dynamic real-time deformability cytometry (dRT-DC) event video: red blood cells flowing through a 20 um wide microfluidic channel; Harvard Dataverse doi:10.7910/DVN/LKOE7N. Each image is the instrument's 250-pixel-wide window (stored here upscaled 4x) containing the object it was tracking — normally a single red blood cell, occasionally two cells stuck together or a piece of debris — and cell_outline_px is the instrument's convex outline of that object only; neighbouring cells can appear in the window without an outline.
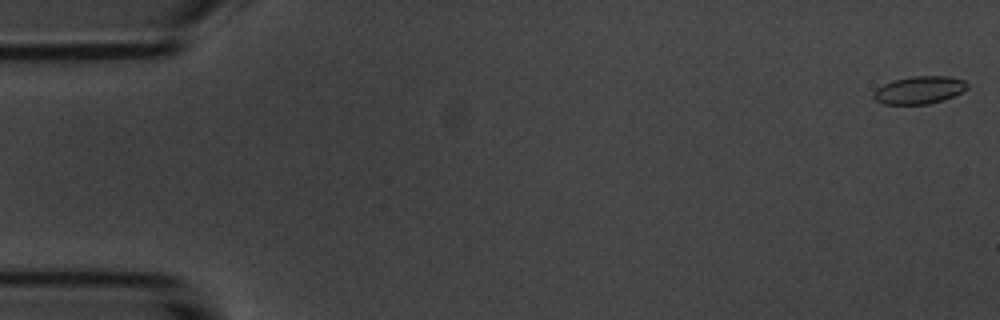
{"species": "common noctule bat (a hibernating species)", "species_latin": "Nyctalus noctula", "temperature_condition": "room temperature", "stored_images_in_passage": 3, "camera_frame_rate_fps": 3000, "um_per_image_px": 0.085, "animal": {"sex": "male", "body_mass_g": 20.1, "forearm_length_mm": 53.5}, "frame": {"image": 1, "passage_image": 1, "time_ms": 0.0, "image_size_px": [1000, 320], "cell_outline_px": [[968, 88], [944, 100], [928, 104], [884, 104], [876, 100], [872, 96], [872, 92], [876, 88], [892, 80], [912, 76], [948, 76], [964, 80], [968, 84]], "centroid_in_image_um": [78.11, 7.65], "position_along_channel_um": 6.9, "area_um2": 15.14}}